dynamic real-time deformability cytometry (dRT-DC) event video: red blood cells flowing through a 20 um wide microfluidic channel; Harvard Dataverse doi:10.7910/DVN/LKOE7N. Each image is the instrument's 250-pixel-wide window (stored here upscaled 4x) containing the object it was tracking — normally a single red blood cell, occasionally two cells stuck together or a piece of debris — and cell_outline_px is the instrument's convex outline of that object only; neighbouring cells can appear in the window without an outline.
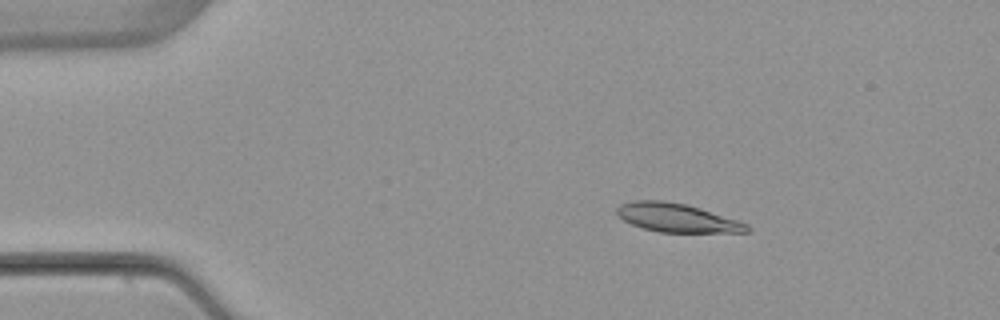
{"species": "common noctule bat (a hibernating species)", "species_latin": "Nyctalus noctula", "temperature_condition": "warm", "stored_images_in_passage": 5, "camera_frame_rate_fps": 3000, "um_per_image_px": 0.085, "animal": {"sex": "female", "body_mass_g": 22.7, "forearm_length_mm": 54.2}, "frame": {"image": 1, "passage_image": 3, "time_ms": 2.667, "image_size_px": [1000, 320], "cell_outline_px": [[752, 228], [748, 232], [660, 232], [644, 228], [632, 224], [616, 216], [616, 208], [620, 204], [632, 200], [664, 200], [684, 204], [700, 208], [748, 224]], "centroid_in_image_um": [57.5, 18.5], "position_along_channel_um": 27.5, "area_um2": 21.62}}
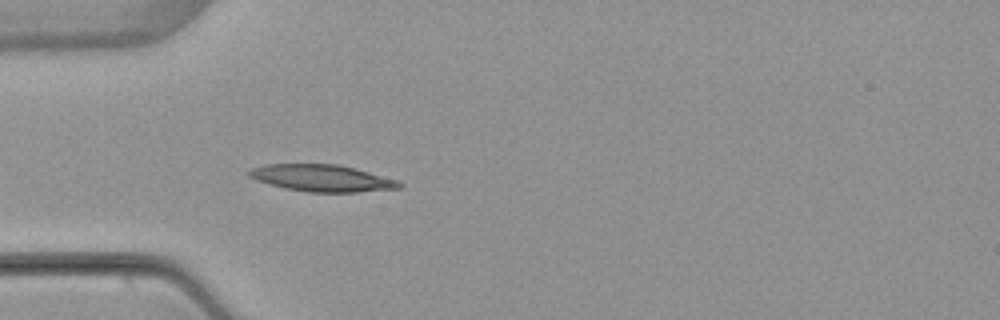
{"frame": {"image": 2, "passage_image": 5, "time_ms": 5.0, "image_size_px": [1000, 320], "cell_outline_px": [[404, 184], [400, 188], [356, 192], [308, 192], [284, 188], [268, 184], [256, 180], [248, 176], [248, 172], [252, 168], [264, 164], [340, 164], [356, 168], [396, 180]], "centroid_in_image_um": [27.34, 15.13], "position_along_channel_um": 57.7, "area_um2": 23.52}}